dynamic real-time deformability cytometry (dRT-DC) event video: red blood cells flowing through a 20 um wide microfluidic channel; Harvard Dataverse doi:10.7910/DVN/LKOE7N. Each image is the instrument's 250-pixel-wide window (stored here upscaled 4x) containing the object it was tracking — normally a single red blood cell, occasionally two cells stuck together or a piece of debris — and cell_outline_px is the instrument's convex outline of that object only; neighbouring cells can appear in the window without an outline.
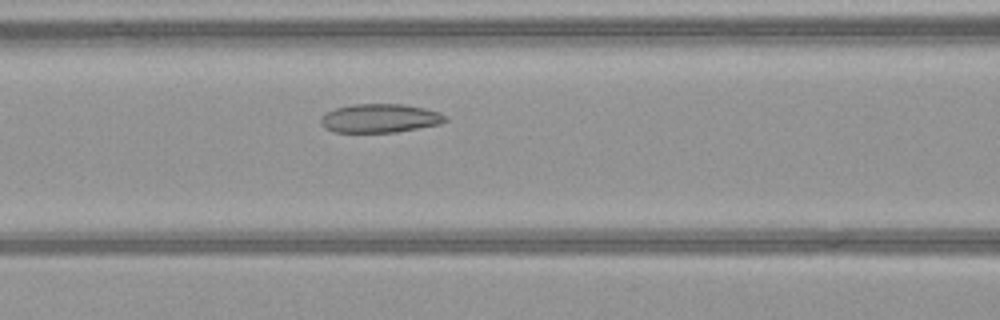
{"species": "common noctule bat (a hibernating species)", "species_latin": "Nyctalus noctula", "temperature_condition": "warm", "stored_images_in_passage": 43, "camera_frame_rate_fps": 3000, "um_per_image_px": 0.085, "animal": {"sex": "female", "body_mass_g": 21.9}, "frame": {"image": 1, "passage_image": 15, "time_ms": 4.667, "image_size_px": [1000, 320], "cell_outline_px": [[448, 120], [440, 124], [396, 132], [332, 132], [324, 128], [320, 124], [320, 120], [328, 112], [336, 108], [352, 104], [404, 104], [424, 108], [440, 112], [448, 116]], "centroid_in_image_um": [32.32, 10.05], "position_along_channel_um": 134.3, "area_um2": 20.92}}
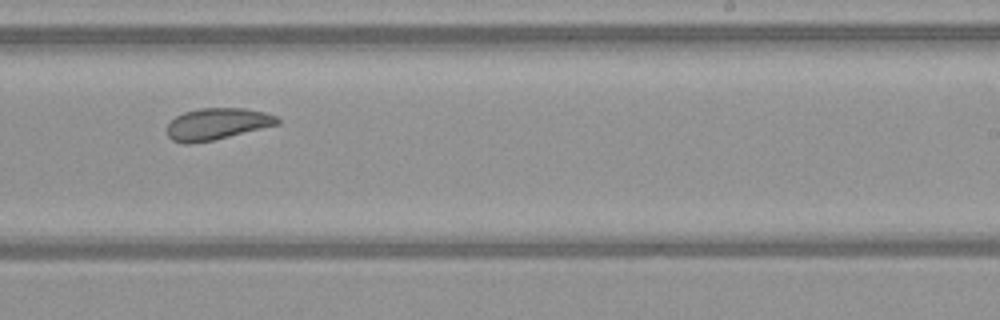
{"frame": {"image": 2, "passage_image": 25, "time_ms": 8.0, "image_size_px": [1000, 320], "cell_outline_px": [[280, 124], [212, 140], [192, 144], [184, 144], [172, 140], [168, 136], [168, 124], [176, 116], [184, 112], [200, 108], [244, 108], [264, 112], [276, 116], [280, 120]], "centroid_in_image_um": [18.45, 10.53], "position_along_channel_um": 270.6, "area_um2": 20.23}}
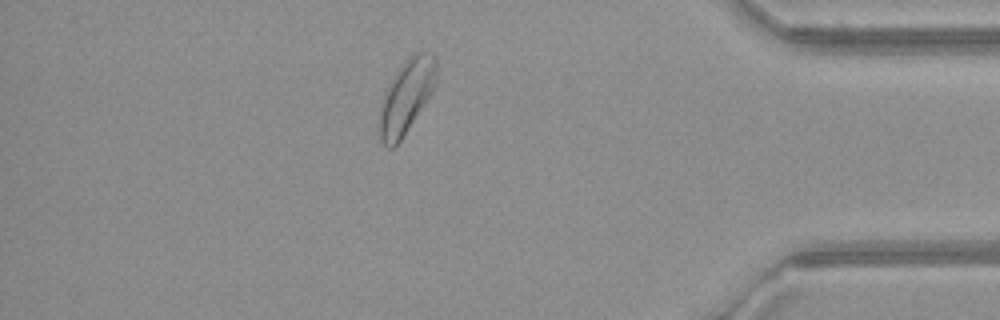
{"frame": {"image": 3, "passage_image": 37, "time_ms": 12.0, "image_size_px": [1000, 320], "cell_outline_px": [[436, 84], [432, 92], [400, 140], [392, 148], [388, 148], [380, 140], [380, 104], [384, 92], [388, 84], [400, 64], [412, 52], [432, 52], [436, 56]], "centroid_in_image_um": [34.54, 8.12], "position_along_channel_um": 400.7, "area_um2": 24.39}, "authors_computed_cell_mechanics": {"area_um2": 22.6576, "velocity_mm_per_s": 4.0951, "shape_relaxation_time_tau1_ms": null, "shape_relaxation_time_tau2_ms": 5.1853, "deformation_change_tau1": null, "deformation_change_tau2": 0.1251}}